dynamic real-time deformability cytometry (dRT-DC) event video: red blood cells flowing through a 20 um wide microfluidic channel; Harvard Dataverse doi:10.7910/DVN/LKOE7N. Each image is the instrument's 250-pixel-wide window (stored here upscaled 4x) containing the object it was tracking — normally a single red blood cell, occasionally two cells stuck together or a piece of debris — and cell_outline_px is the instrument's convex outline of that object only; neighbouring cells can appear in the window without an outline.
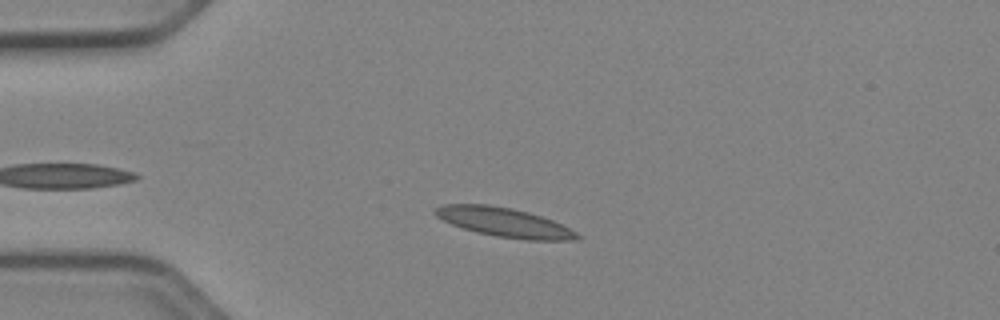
{"species": "Egyptian fruit bat (a non-hibernating species)", "species_latin": "Rousettus aegyptiacus", "temperature_condition": "cold", "stored_images_in_passage": 41, "camera_frame_rate_fps": 3000, "um_per_image_px": 0.085, "animal": {"sex": "female"}, "frame": {"image": 1, "passage_image": 6, "time_ms": 1.667, "image_size_px": [1000, 320], "cell_outline_px": [[584, 236], [580, 240], [528, 240], [496, 236], [476, 232], [452, 224], [436, 216], [432, 212], [432, 208], [444, 204], [488, 204], [512, 208], [528, 212], [552, 220]], "centroid_in_image_um": [42.86, 18.89], "position_along_channel_um": 42.1, "area_um2": 24.16}}
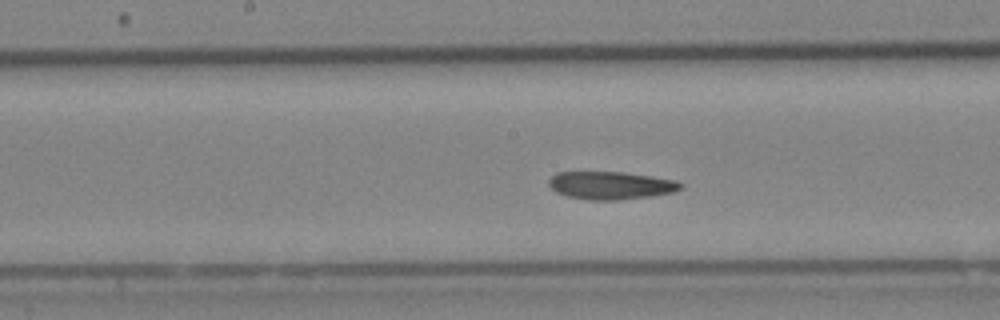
{"frame": {"image": 2, "passage_image": 20, "time_ms": 6.333, "image_size_px": [1000, 320], "cell_outline_px": [[684, 188], [672, 192], [648, 196], [616, 200], [588, 200], [564, 196], [556, 192], [548, 184], [548, 180], [556, 172], [624, 172], [676, 180], [684, 184]], "centroid_in_image_um": [51.89, 15.76], "position_along_channel_um": 196.3, "area_um2": 21.44}}
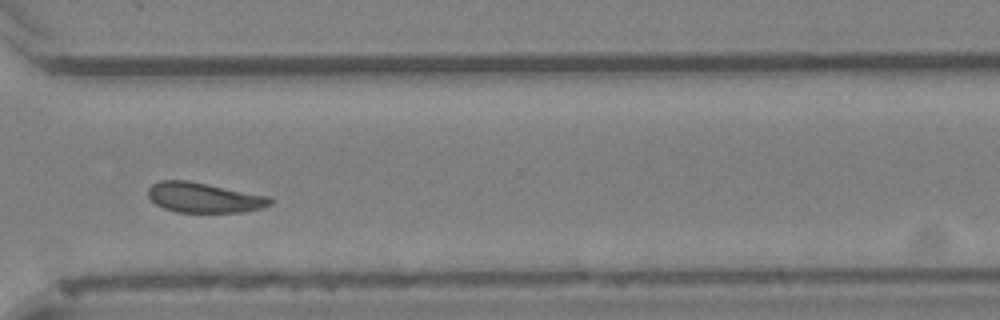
{"frame": {"image": 3, "passage_image": 32, "time_ms": 10.333, "image_size_px": [1000, 320], "cell_outline_px": [[272, 204], [260, 208], [244, 212], [176, 212], [164, 208], [156, 204], [148, 196], [148, 188], [152, 184], [160, 180], [188, 180], [272, 196]], "centroid_in_image_um": [17.37, 16.79], "position_along_channel_um": 353.2, "area_um2": 21.56}, "authors_computed_cell_mechanics": {"area_um2": 21.5016, "velocity_mm_per_s": 3.899, "shape_relaxation_time_tau1_ms": 6.6696, "shape_relaxation_time_tau2_ms": 2.3914, "deformation_change_tau1": 0.1484, "deformation_change_tau2": 0.0858}}